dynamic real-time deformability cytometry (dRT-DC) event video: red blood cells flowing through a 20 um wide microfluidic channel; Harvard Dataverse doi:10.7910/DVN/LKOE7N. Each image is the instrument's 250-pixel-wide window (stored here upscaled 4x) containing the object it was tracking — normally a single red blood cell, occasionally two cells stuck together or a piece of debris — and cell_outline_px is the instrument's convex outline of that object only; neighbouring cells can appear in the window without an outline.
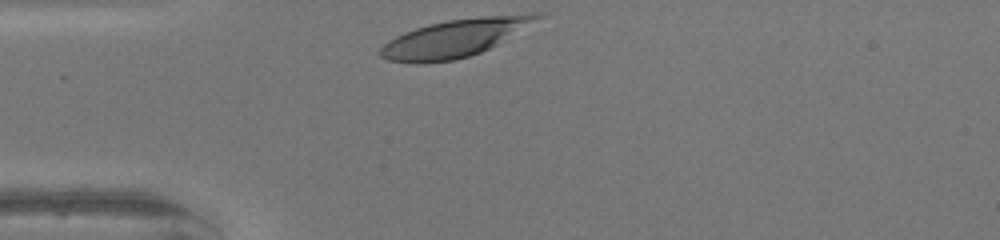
{"species": "human", "species_latin": "Homo sapiens", "temperature_condition": "warm", "stored_images_in_passage": 26, "camera_frame_rate_fps": 3000, "um_per_image_px": 0.085, "donor": {"sex": "female"}, "frame": {"image": 1, "passage_image": 1, "time_ms": 0.0, "image_size_px": [1000, 240], "cell_outline_px": [[548, 12], [544, 16], [496, 44], [480, 52], [468, 56], [452, 60], [424, 64], [416, 64], [388, 60], [380, 56], [376, 52], [388, 40], [404, 32], [428, 24], [448, 20], [480, 16], [532, 12]], "centroid_in_image_um": [38.63, 3.22], "position_along_channel_um": 46.4, "area_um2": 34.45}}
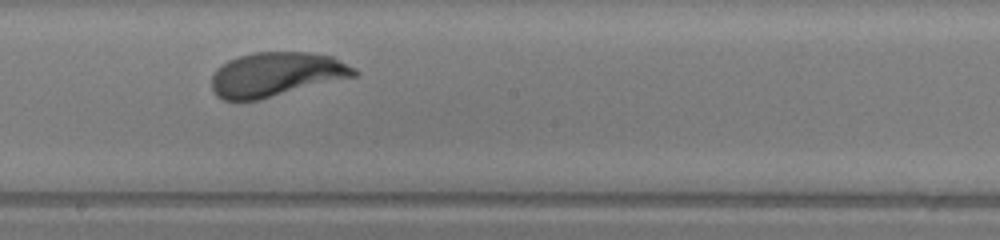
{"frame": {"image": 2, "passage_image": 15, "time_ms": 4.667, "image_size_px": [1000, 240], "cell_outline_px": [[360, 72], [356, 76], [260, 100], [224, 100], [216, 96], [212, 92], [212, 76], [216, 68], [220, 64], [228, 60], [240, 56], [256, 52], [308, 52], [332, 56], [356, 68]], "centroid_in_image_um": [23.48, 6.33], "position_along_channel_um": 224.7, "area_um2": 37.05}}
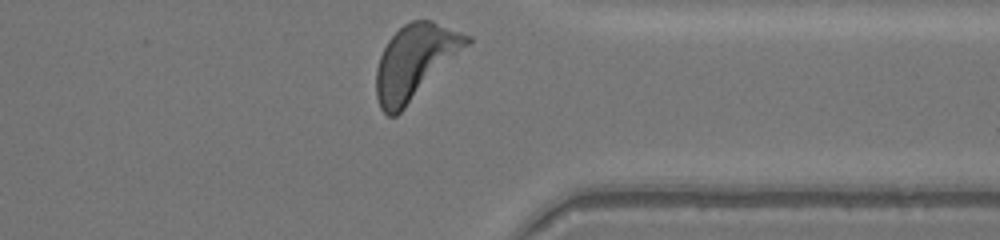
{"frame": {"image": 3, "passage_image": 26, "time_ms": 8.333, "image_size_px": [1000, 240], "cell_outline_px": [[472, 40], [396, 116], [388, 116], [380, 108], [376, 96], [376, 68], [380, 56], [388, 40], [404, 24], [412, 20], [432, 20], [472, 36]], "centroid_in_image_um": [35.24, 5.22], "position_along_channel_um": 376.2, "area_um2": 38.44}, "authors_computed_cell_mechanics": {"area_um2": 36.7319, "velocity_mm_per_s": 4.2626, "shape_relaxation_time_tau1_ms": 1.7785, "shape_relaxation_time_tau2_ms": null, "deformation_change_tau1": 0.1471, "deformation_change_tau2": null}}